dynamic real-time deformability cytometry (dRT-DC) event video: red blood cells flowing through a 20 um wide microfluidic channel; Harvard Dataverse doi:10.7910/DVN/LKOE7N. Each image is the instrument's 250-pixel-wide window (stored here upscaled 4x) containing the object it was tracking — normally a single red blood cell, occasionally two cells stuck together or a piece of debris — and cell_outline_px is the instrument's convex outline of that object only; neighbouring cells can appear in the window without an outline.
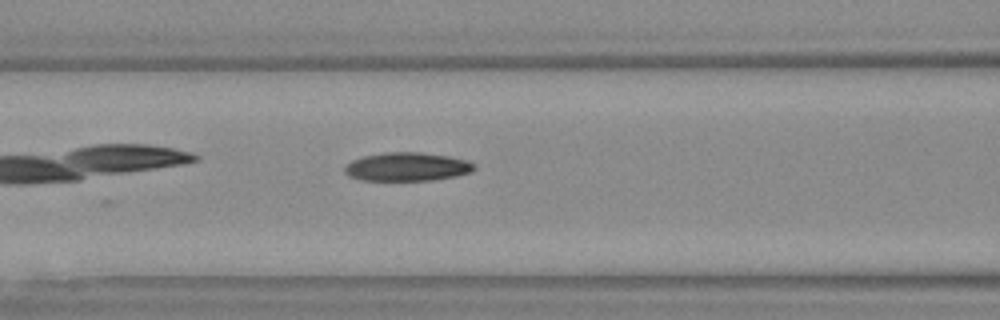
{"species": "Egyptian fruit bat (a non-hibernating species)", "species_latin": "Rousettus aegyptiacus", "temperature_condition": "warm", "stored_images_in_passage": 29, "camera_frame_rate_fps": 3000, "um_per_image_px": 0.085, "animal": {"sex": "female"}, "frame": {"image": 1, "passage_image": 9, "time_ms": 2.667, "image_size_px": [1000, 320], "cell_outline_px": [[476, 168], [472, 172], [456, 176], [432, 180], [364, 180], [348, 176], [344, 172], [344, 168], [352, 160], [364, 156], [384, 152], [420, 152], [448, 156], [468, 160]], "centroid_in_image_um": [34.61, 14.17], "position_along_channel_um": 132.0, "area_um2": 21.5}}